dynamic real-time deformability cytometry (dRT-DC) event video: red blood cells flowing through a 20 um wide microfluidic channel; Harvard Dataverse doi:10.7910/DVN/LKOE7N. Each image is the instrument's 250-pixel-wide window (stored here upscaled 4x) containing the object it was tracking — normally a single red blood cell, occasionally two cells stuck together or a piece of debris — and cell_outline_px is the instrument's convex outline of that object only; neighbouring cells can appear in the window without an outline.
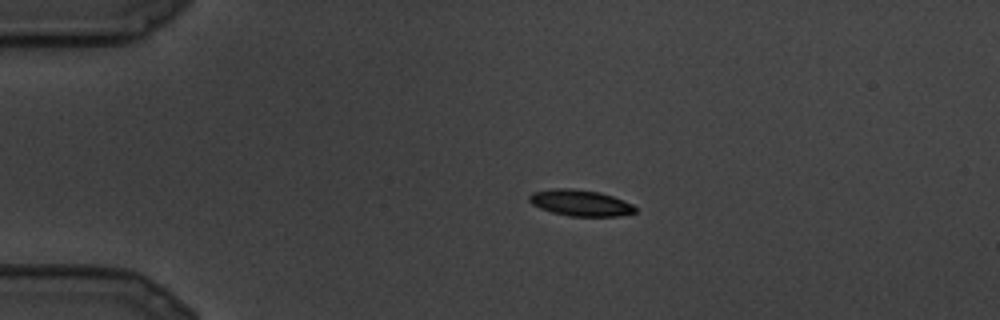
{"species": "common noctule bat (a hibernating species)", "species_latin": "Nyctalus noctula", "temperature_condition": "cold", "stored_images_in_passage": 7, "camera_frame_rate_fps": 3000, "um_per_image_px": 0.085, "animal": {"sex": "male", "body_mass_g": 19.5, "forearm_length_mm": 54.6}, "frame": {"image": 1, "passage_image": 1, "time_ms": 0.0, "image_size_px": [1000, 320], "cell_outline_px": [[636, 212], [620, 216], [568, 216], [552, 212], [540, 208], [532, 204], [528, 200], [528, 196], [532, 192], [552, 188], [572, 188], [600, 192], [612, 196], [632, 204], [636, 208]], "centroid_in_image_um": [49.3, 17.24], "position_along_channel_um": 35.7, "area_um2": 16.24}}
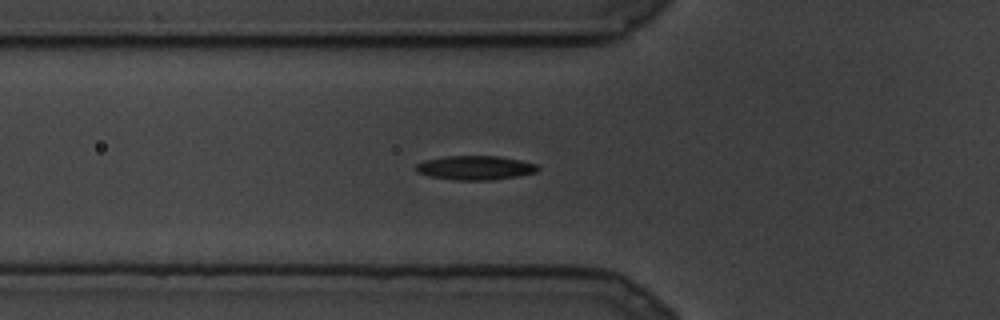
{"frame": {"image": 2, "passage_image": 5, "time_ms": 1.333, "image_size_px": [1000, 320], "cell_outline_px": [[540, 168], [536, 172], [516, 176], [492, 180], [456, 180], [428, 176], [416, 172], [416, 164], [424, 160], [444, 156], [500, 156], [520, 160], [536, 164]], "centroid_in_image_um": [40.37, 14.26], "position_along_channel_um": 85.4, "area_um2": 17.17}}
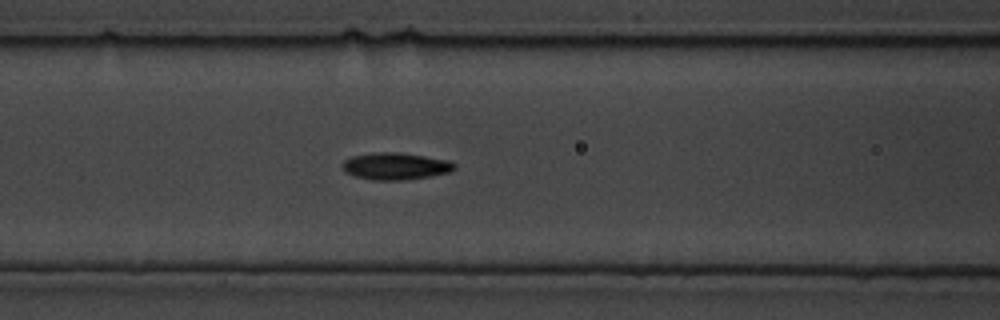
{"frame": {"image": 3, "passage_image": 7, "time_ms": 2.0, "image_size_px": [1000, 320], "cell_outline_px": [[456, 168], [448, 172], [428, 176], [400, 180], [372, 180], [356, 176], [344, 172], [340, 164], [344, 160], [352, 156], [376, 152], [400, 152], [448, 160], [456, 164]], "centroid_in_image_um": [33.57, 14.11], "position_along_channel_um": 133.0, "area_um2": 17.57}}